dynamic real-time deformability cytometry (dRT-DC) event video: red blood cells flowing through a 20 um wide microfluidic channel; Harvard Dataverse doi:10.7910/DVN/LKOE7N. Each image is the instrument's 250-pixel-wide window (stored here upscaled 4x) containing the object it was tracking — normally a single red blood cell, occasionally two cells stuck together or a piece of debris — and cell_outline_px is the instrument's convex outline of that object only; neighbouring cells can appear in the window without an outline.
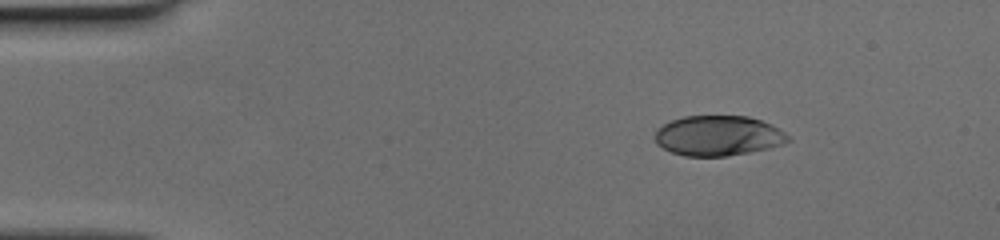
{"species": "human", "species_latin": "Homo sapiens", "temperature_condition": "cold", "stored_images_in_passage": 12, "camera_frame_rate_fps": 3000, "um_per_image_px": 0.085, "donor": {"sex": "female"}, "frame": {"image": 1, "passage_image": 1, "time_ms": 0.0, "image_size_px": [1000, 240], "cell_outline_px": [[792, 140], [784, 144], [768, 148], [748, 152], [724, 156], [684, 156], [672, 152], [656, 144], [656, 132], [664, 124], [672, 120], [684, 116], [748, 116], [760, 120], [784, 132]], "centroid_in_image_um": [61.05, 11.54], "position_along_channel_um": 24.0, "area_um2": 30.75}}
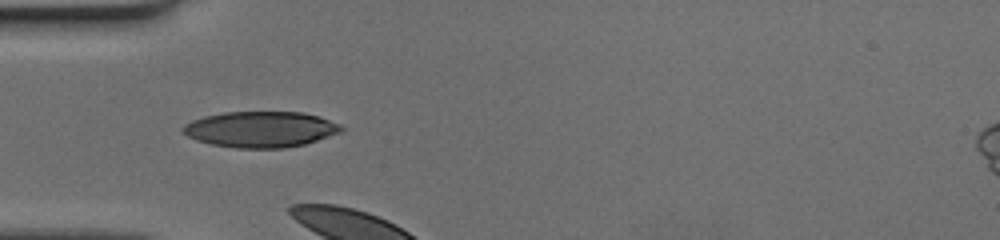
{"frame": {"image": 2, "passage_image": 10, "time_ms": 3.0, "image_size_px": [1000, 240], "cell_outline_px": [[344, 128], [340, 132], [304, 144], [284, 148], [236, 148], [212, 144], [196, 140], [188, 136], [180, 128], [184, 124], [192, 120], [204, 116], [224, 112], [304, 112], [340, 124]], "centroid_in_image_um": [22.11, 10.99], "position_along_channel_um": 62.9, "area_um2": 32.95}}